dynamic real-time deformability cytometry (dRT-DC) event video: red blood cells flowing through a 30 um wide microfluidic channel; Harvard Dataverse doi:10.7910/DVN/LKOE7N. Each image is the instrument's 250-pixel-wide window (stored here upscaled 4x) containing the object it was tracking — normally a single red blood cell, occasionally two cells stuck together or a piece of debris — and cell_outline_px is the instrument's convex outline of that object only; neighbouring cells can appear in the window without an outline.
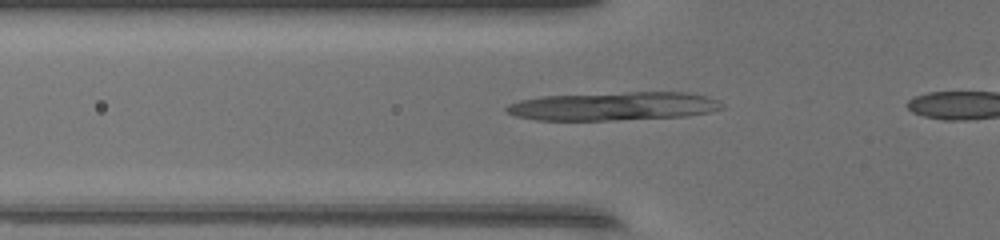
{"species": "common noctule bat (a hibernating species)", "species_latin": "Nyctalus noctula", "temperature_condition": "warm", "stored_images_in_passage": 18, "camera_frame_rate_fps": 3000, "um_per_image_px": 0.085, "animal": {"sex": "female", "body_mass_g": 17.0, "forearm_length_mm": 48.0}, "frame": {"image": 1, "passage_image": 7, "time_ms": 2.0, "image_size_px": [1000, 240], "cell_outline_px": [[724, 108], [708, 112], [684, 116], [616, 120], [536, 120], [516, 116], [504, 112], [504, 108], [508, 104], [520, 100], [540, 96], [628, 92], [688, 92], [704, 96], [716, 100], [724, 104]], "centroid_in_image_um": [52.09, 9.03], "position_along_channel_um": 73.7, "area_um2": 35.78}}
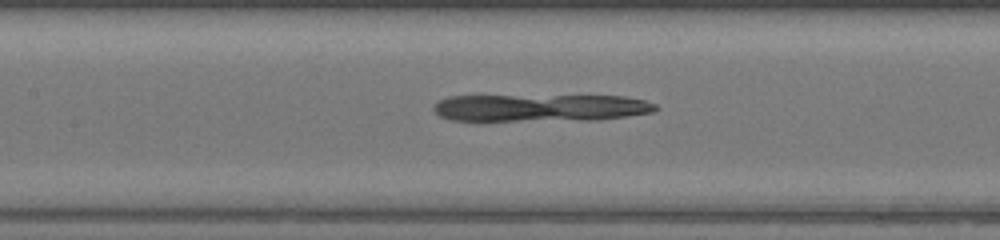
{"frame": {"image": 2, "passage_image": 13, "time_ms": 4.0, "image_size_px": [1000, 240], "cell_outline_px": [[660, 108], [656, 112], [600, 120], [448, 120], [440, 116], [432, 108], [432, 104], [448, 96], [624, 96], [644, 100], [656, 104]], "centroid_in_image_um": [45.98, 9.16], "position_along_channel_um": 161.4, "area_um2": 35.49}}